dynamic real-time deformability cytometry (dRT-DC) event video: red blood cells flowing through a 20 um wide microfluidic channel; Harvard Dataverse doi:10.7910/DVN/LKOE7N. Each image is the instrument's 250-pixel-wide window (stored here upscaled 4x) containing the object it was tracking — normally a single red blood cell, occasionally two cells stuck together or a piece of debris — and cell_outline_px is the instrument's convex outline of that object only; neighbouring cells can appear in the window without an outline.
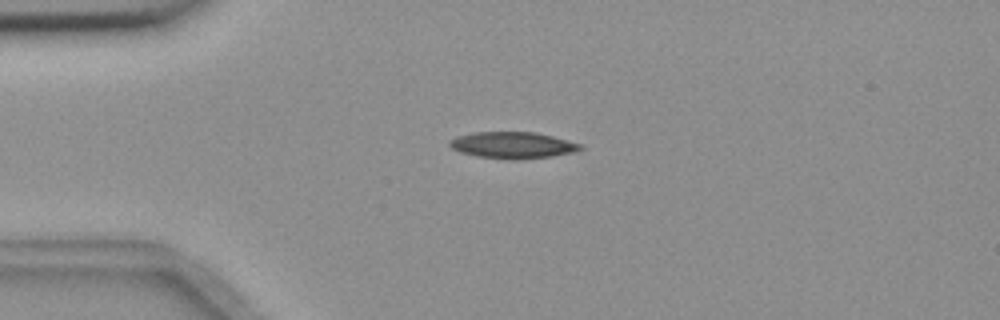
{"species": "common noctule bat (a hibernating species)", "species_latin": "Nyctalus noctula", "temperature_condition": "room temperature", "stored_images_in_passage": 2, "camera_frame_rate_fps": 3000, "um_per_image_px": 0.085, "animal": {"sex": "female", "body_mass_g": 18.4}, "frame": {"image": 1, "passage_image": 1, "time_ms": 0.0, "image_size_px": [1000, 320], "cell_outline_px": [[584, 148], [572, 152], [552, 156], [516, 160], [512, 160], [476, 156], [460, 152], [452, 148], [448, 144], [448, 140], [456, 136], [476, 132], [536, 132], [552, 136], [580, 144]], "centroid_in_image_um": [43.53, 12.34], "position_along_channel_um": 41.5, "area_um2": 20.17}}